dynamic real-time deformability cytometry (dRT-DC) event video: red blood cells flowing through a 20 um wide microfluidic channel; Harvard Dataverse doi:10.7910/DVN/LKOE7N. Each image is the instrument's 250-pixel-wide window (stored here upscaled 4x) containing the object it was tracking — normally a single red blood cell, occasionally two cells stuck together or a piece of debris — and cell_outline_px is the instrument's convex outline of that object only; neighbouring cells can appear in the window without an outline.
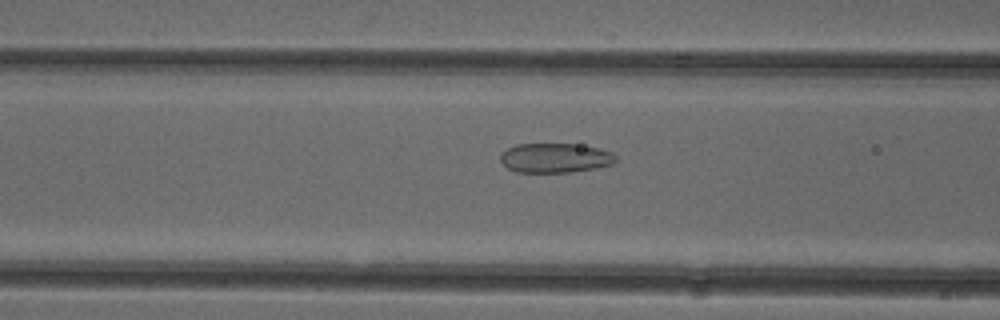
{"species": "common noctule bat (a hibernating species)", "species_latin": "Nyctalus noctula", "temperature_condition": "cold", "stored_images_in_passage": 50, "camera_frame_rate_fps": 3000, "um_per_image_px": 0.085, "animal": {"sex": "female"}, "frame": {"image": 1, "passage_image": 21, "time_ms": 6.667, "image_size_px": [1000, 320], "cell_outline_px": [[616, 160], [612, 164], [596, 168], [572, 172], [516, 172], [508, 168], [500, 160], [500, 152], [516, 144], [572, 144], [600, 148], [612, 152], [616, 156]], "centroid_in_image_um": [47.18, 13.42], "position_along_channel_um": 119.4, "area_um2": 19.88}}
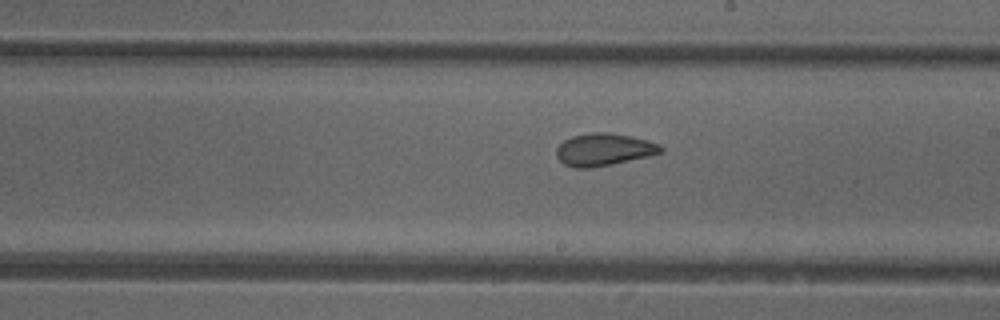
{"frame": {"image": 2, "passage_image": 30, "time_ms": 9.667, "image_size_px": [1000, 320], "cell_outline_px": [[664, 152], [648, 156], [612, 164], [588, 168], [576, 168], [564, 164], [556, 156], [556, 148], [564, 140], [572, 136], [592, 132], [608, 132], [632, 136], [648, 140], [660, 144], [664, 148]], "centroid_in_image_um": [51.35, 12.7], "position_along_channel_um": 237.7, "area_um2": 19.77}}
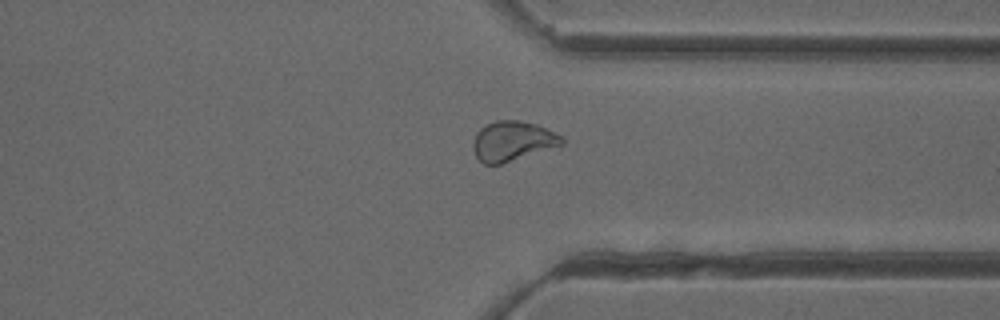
{"frame": {"image": 3, "passage_image": 40, "time_ms": 13.0, "image_size_px": [1000, 320], "cell_outline_px": [[564, 144], [500, 164], [484, 164], [476, 156], [472, 148], [472, 144], [476, 132], [480, 128], [496, 120], [516, 120], [536, 124], [564, 136]], "centroid_in_image_um": [43.56, 11.98], "position_along_channel_um": 367.8, "area_um2": 20.46}}